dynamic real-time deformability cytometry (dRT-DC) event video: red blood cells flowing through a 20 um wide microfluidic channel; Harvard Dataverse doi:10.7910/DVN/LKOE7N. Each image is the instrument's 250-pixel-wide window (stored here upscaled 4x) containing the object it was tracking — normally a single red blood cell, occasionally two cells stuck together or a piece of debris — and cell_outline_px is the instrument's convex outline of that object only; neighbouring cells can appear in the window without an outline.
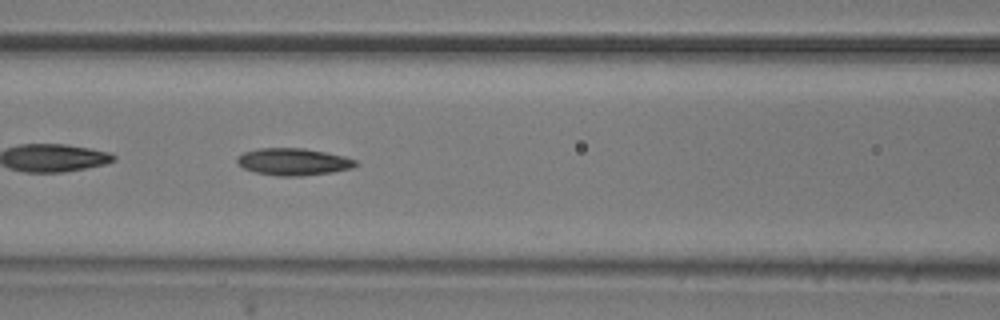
{"species": "common noctule bat (a hibernating species)", "species_latin": "Nyctalus noctula", "temperature_condition": "room temperature", "stored_images_in_passage": 34, "segment_of_instrument_passage": [2, 2], "camera_frame_rate_fps": 3000, "um_per_image_px": 0.085, "animal": {"sex": "male", "body_mass_g": 20.5, "forearm_length_mm": 52.5}, "frame": {"image": 1, "passage_image": 21, "time_ms": 6.667, "image_size_px": [1000, 320], "cell_outline_px": [[356, 164], [352, 168], [332, 172], [300, 176], [280, 176], [256, 172], [244, 168], [236, 160], [236, 156], [244, 152], [260, 148], [304, 148], [344, 156], [356, 160]], "centroid_in_image_um": [24.92, 13.74], "position_along_channel_um": 141.7, "area_um2": 18.5}}
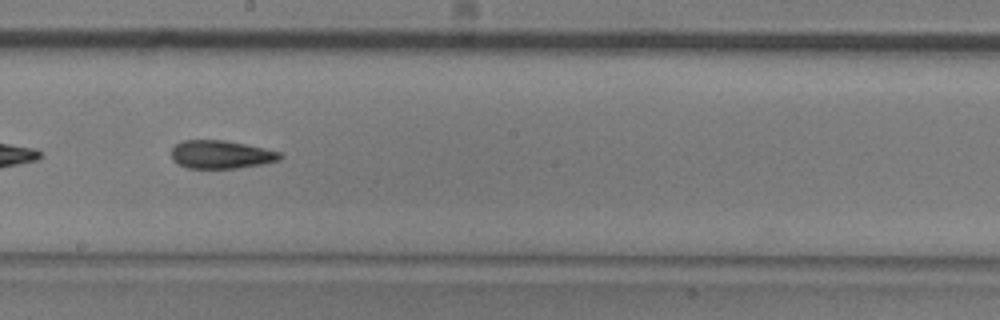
{"frame": {"image": 2, "passage_image": 28, "time_ms": 9.0, "image_size_px": [1000, 320], "cell_outline_px": [[284, 156], [280, 160], [260, 164], [236, 168], [188, 168], [176, 164], [172, 160], [172, 148], [176, 144], [184, 140], [224, 140], [244, 144], [280, 152]], "centroid_in_image_um": [18.76, 13.14], "position_along_channel_um": 229.4, "area_um2": 17.74}}